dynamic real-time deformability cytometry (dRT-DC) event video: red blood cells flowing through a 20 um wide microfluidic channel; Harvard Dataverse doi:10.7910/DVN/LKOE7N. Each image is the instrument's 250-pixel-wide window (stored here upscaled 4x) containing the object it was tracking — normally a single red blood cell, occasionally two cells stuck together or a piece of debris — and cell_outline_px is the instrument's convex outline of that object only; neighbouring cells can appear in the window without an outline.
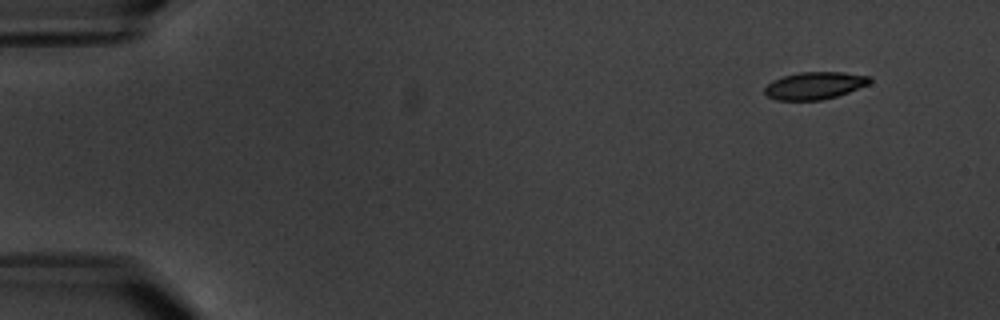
{"species": "common noctule bat (a hibernating species)", "species_latin": "Nyctalus noctula", "temperature_condition": "warm", "stored_images_in_passage": 6, "camera_frame_rate_fps": 3000, "um_per_image_px": 0.085, "animal": {"sex": "male", "body_mass_g": 20.1, "forearm_length_mm": 53.5}, "frame": {"image": 1, "passage_image": 2, "time_ms": 1.0, "image_size_px": [1000, 320], "cell_outline_px": [[872, 80], [868, 84], [848, 92], [836, 96], [820, 100], [776, 100], [768, 96], [764, 92], [764, 88], [772, 80], [784, 76], [800, 72], [844, 72], [872, 76]], "centroid_in_image_um": [69.25, 7.26], "position_along_channel_um": 15.7, "area_um2": 16.7}}